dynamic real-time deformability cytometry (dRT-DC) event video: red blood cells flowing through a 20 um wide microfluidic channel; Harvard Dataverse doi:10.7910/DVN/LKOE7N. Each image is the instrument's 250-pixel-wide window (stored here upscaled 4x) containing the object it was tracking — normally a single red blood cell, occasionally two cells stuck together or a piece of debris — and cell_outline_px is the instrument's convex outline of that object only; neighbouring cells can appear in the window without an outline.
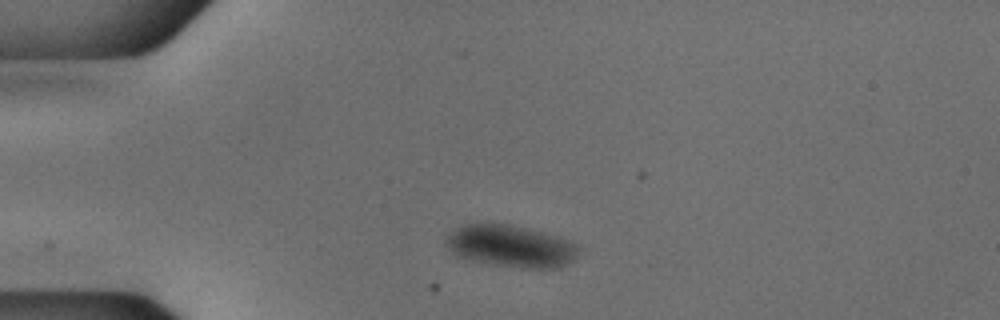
{"species": "common noctule bat (a hibernating species)", "species_latin": "Nyctalus noctula", "temperature_condition": "cold", "stored_images_in_passage": 42, "camera_frame_rate_fps": 3000, "um_per_image_px": 0.085, "animal": {"sex": "male", "body_mass_g": 18.8}, "frame": {"image": 1, "passage_image": 1, "time_ms": 0.0, "image_size_px": [1000, 320], "cell_outline_px": [[580, 252], [572, 260], [560, 268], [524, 268], [492, 264], [472, 260], [460, 256], [452, 252], [444, 244], [444, 240], [456, 228], [464, 224], [508, 224], [556, 236], [568, 240], [580, 248]], "centroid_in_image_um": [43.42, 20.93], "position_along_channel_um": 41.6, "area_um2": 32.02}}
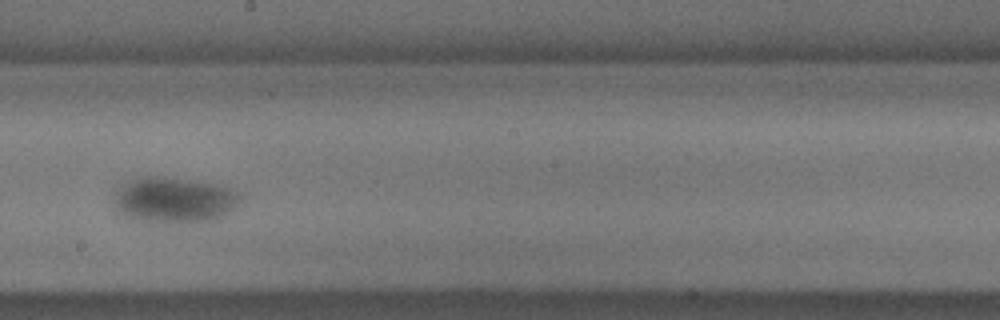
{"frame": {"image": 2, "passage_image": 19, "time_ms": 6.0, "image_size_px": [1000, 320], "cell_outline_px": [[244, 192], [240, 200], [224, 216], [216, 220], [188, 224], [136, 220], [120, 216], [116, 212], [116, 192], [128, 180], [140, 176], [156, 176], [192, 180], [220, 184]], "centroid_in_image_um": [14.85, 17.01], "position_along_channel_um": 233.4, "area_um2": 34.39}}
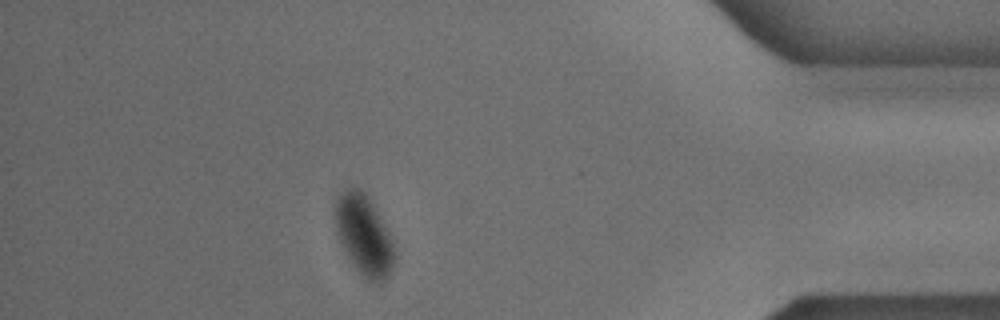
{"frame": {"image": 3, "passage_image": 36, "time_ms": 11.667, "image_size_px": [1000, 320], "cell_outline_px": [[396, 256], [392, 268], [388, 276], [380, 284], [372, 284], [352, 264], [336, 232], [336, 200], [340, 192], [352, 184], [360, 188], [372, 200], [392, 240]], "centroid_in_image_um": [30.95, 19.96], "position_along_channel_um": 404.2, "area_um2": 27.8}}